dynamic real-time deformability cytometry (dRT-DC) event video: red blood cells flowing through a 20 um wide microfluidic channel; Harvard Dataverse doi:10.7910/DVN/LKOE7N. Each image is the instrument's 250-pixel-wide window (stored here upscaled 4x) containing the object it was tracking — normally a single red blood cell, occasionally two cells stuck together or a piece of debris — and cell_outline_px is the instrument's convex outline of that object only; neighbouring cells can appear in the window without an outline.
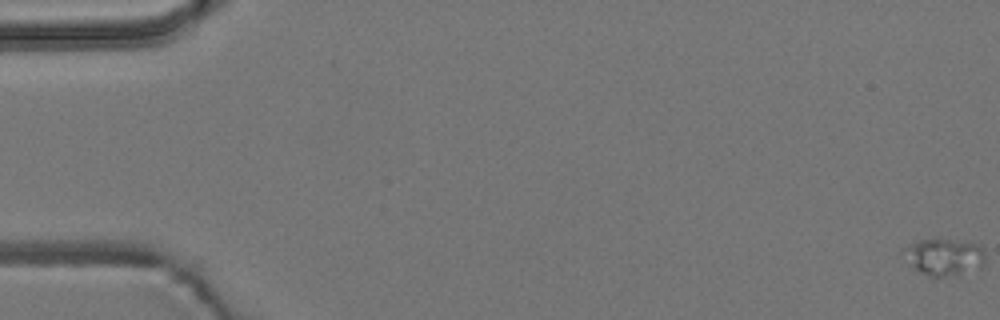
{"species": "common noctule bat (a hibernating species)", "species_latin": "Nyctalus noctula", "temperature_condition": "room temperature", "stored_images_in_passage": 6, "camera_frame_rate_fps": 3000, "um_per_image_px": 0.085, "animal": {"sex": "male", "body_mass_g": 19.2, "forearm_length_mm": 51.8}, "frame": {"image": 1, "passage_image": 1, "time_ms": 0.0, "image_size_px": [1000, 320], "cell_outline_px": [[984, 264], [980, 268], [944, 276], [928, 276], [920, 272], [900, 252], [904, 248], [920, 240], [948, 240], [976, 244], [984, 252]], "centroid_in_image_um": [80.23, 21.84], "position_along_channel_um": 4.8, "area_um2": 16.76}}
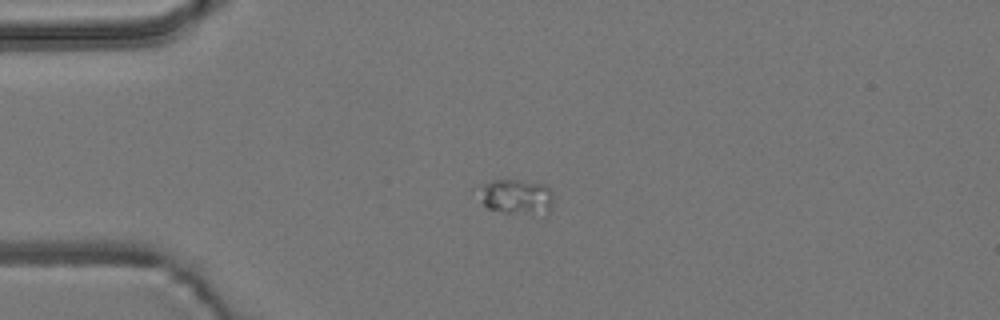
{"frame": {"image": 2, "passage_image": 5, "time_ms": 4.667, "image_size_px": [1000, 320], "cell_outline_px": [[552, 208], [548, 212], [504, 212], [488, 208], [484, 204], [480, 184], [492, 180], [516, 180], [544, 184], [552, 192]], "centroid_in_image_um": [43.91, 16.68], "position_along_channel_um": 41.1, "area_um2": 14.62}}